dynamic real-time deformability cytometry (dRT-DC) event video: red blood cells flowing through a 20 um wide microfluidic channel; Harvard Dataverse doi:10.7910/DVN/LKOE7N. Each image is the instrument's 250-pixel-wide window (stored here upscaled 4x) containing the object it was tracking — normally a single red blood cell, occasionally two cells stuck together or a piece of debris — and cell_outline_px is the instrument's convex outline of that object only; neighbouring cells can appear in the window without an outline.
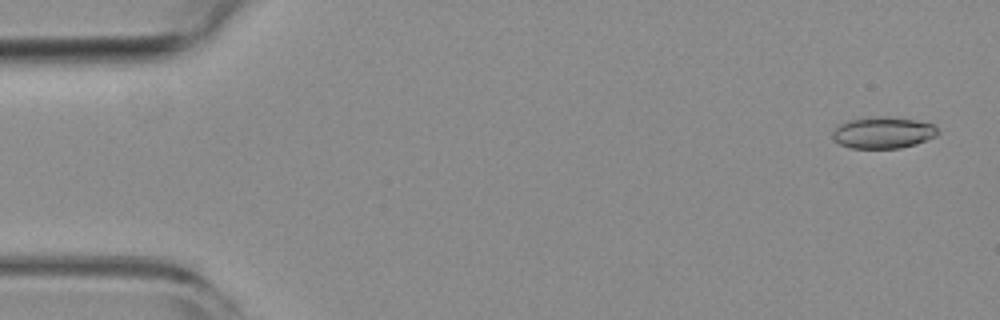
{"species": "common noctule bat (a hibernating species)", "species_latin": "Nyctalus noctula", "temperature_condition": "room temperature", "stored_images_in_passage": 53, "camera_frame_rate_fps": 3000, "um_per_image_px": 0.085, "animal": {"sex": "female", "body_mass_g": 19.3, "forearm_length_mm": 54.1}, "frame": {"image": 1, "passage_image": 2, "time_ms": 0.333, "image_size_px": [1000, 320], "cell_outline_px": [[940, 132], [936, 136], [916, 144], [900, 148], [848, 148], [840, 144], [832, 136], [832, 132], [836, 124], [848, 120], [876, 116], [888, 116], [916, 120], [932, 124]], "centroid_in_image_um": [75.03, 11.26], "position_along_channel_um": 10.0, "area_um2": 19.54}}
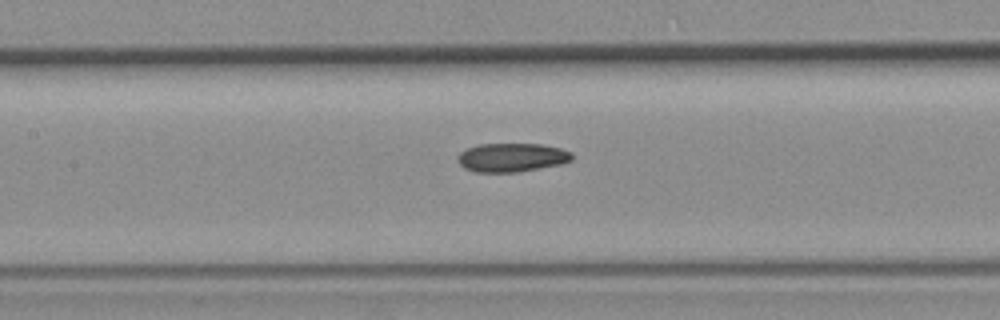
{"frame": {"image": 2, "passage_image": 24, "time_ms": 7.667, "image_size_px": [1000, 320], "cell_outline_px": [[572, 160], [564, 164], [520, 172], [476, 172], [464, 168], [456, 160], [460, 152], [468, 148], [480, 144], [540, 144], [560, 148], [572, 152]], "centroid_in_image_um": [43.52, 13.39], "position_along_channel_um": 163.9, "area_um2": 19.31}}
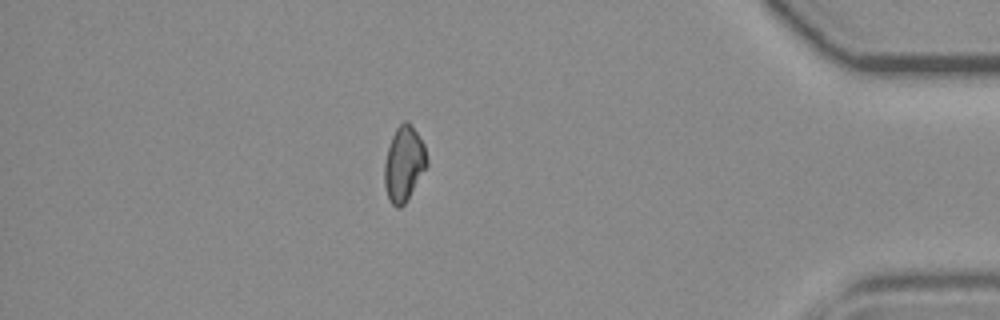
{"frame": {"image": 3, "passage_image": 46, "time_ms": 15.0, "image_size_px": [1000, 320], "cell_outline_px": [[428, 164], [404, 204], [400, 208], [396, 208], [388, 200], [384, 184], [384, 164], [388, 148], [392, 136], [396, 128], [404, 120], [408, 120], [424, 144], [428, 160]], "centroid_in_image_um": [34.32, 13.92], "position_along_channel_um": 400.9, "area_um2": 18.5}}